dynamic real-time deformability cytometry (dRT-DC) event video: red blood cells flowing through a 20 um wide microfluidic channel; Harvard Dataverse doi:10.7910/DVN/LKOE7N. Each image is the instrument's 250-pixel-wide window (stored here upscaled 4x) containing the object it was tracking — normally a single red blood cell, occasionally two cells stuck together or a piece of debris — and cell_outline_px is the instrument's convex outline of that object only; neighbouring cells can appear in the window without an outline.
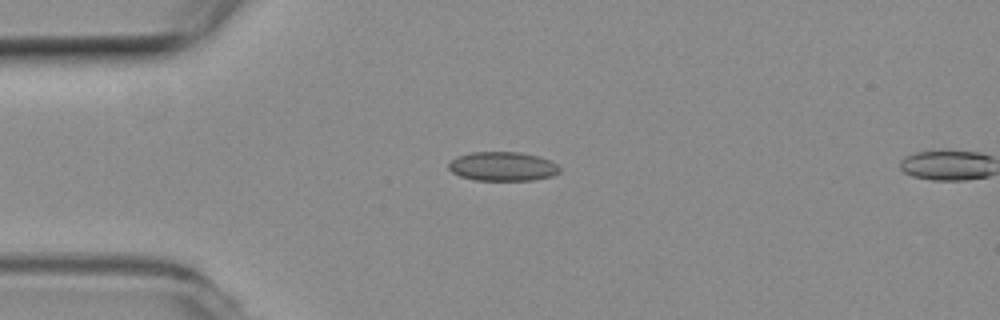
{"species": "common noctule bat (a hibernating species)", "species_latin": "Nyctalus noctula", "temperature_condition": "room temperature", "stored_images_in_passage": 2, "camera_frame_rate_fps": 3000, "um_per_image_px": 0.085, "animal": {"sex": "female", "body_mass_g": 19.3, "forearm_length_mm": 54.1}, "frame": {"image": 1, "passage_image": 1, "time_ms": 0.0, "image_size_px": [1000, 320], "cell_outline_px": [[560, 172], [552, 176], [532, 180], [476, 180], [460, 176], [452, 172], [448, 168], [448, 164], [456, 156], [472, 152], [520, 152], [540, 156], [556, 164], [560, 168]], "centroid_in_image_um": [42.72, 14.14], "position_along_channel_um": 42.3, "area_um2": 18.84}}